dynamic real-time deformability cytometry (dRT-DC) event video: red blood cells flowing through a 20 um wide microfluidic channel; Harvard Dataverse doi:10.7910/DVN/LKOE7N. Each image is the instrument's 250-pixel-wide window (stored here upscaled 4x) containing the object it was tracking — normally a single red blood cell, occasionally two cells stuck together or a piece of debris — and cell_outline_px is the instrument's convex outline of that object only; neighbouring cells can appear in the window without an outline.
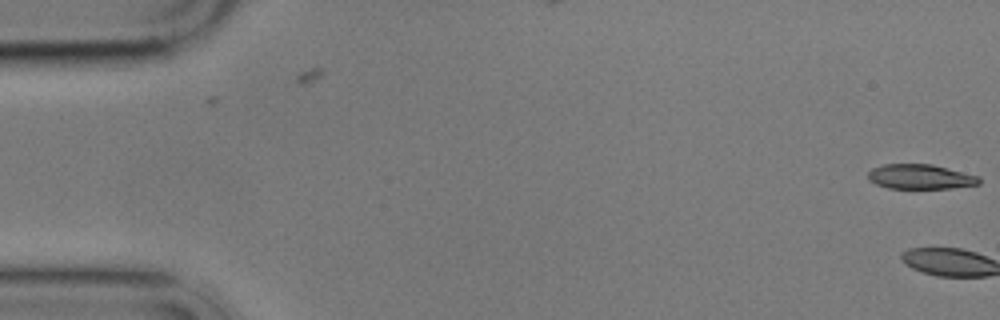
{"species": "common noctule bat (a hibernating species)", "species_latin": "Nyctalus noctula", "temperature_condition": "cold", "stored_images_in_passage": 5, "camera_frame_rate_fps": 3000, "um_per_image_px": 0.085, "animal": {"sex": "male", "body_mass_g": 17.9}, "frame": {"image": 1, "passage_image": 1, "time_ms": 0.0, "image_size_px": [1000, 320], "cell_outline_px": [[980, 184], [952, 188], [888, 188], [876, 184], [868, 180], [868, 172], [872, 168], [884, 164], [932, 164], [980, 176]], "centroid_in_image_um": [78.23, 15.02], "position_along_channel_um": 6.8, "area_um2": 16.07}}